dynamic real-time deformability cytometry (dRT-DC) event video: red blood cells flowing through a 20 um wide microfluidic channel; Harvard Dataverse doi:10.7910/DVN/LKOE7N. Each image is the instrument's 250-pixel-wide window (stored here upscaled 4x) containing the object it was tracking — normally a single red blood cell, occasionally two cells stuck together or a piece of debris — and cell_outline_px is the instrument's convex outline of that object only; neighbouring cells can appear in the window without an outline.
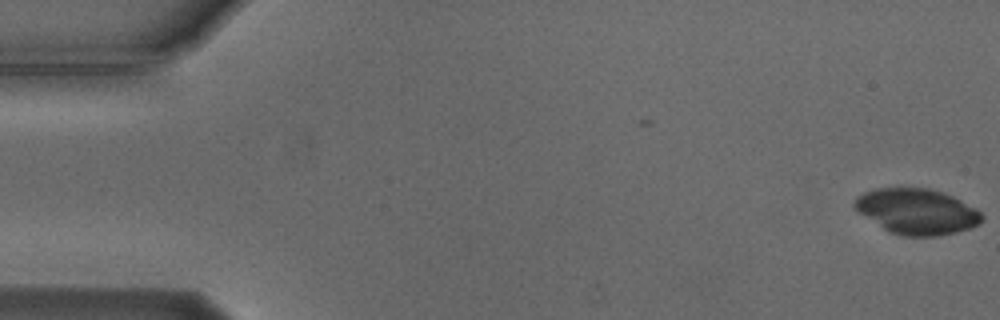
{"species": "Egyptian fruit bat (a non-hibernating species)", "species_latin": "Rousettus aegyptiacus", "temperature_condition": "cold", "stored_images_in_passage": 43, "camera_frame_rate_fps": 3000, "um_per_image_px": 0.085, "animal": {"sex": "male"}, "frame": {"image": 1, "passage_image": 1, "time_ms": 0.0, "image_size_px": [1000, 320], "cell_outline_px": [[984, 220], [980, 224], [956, 232], [936, 236], [900, 236], [888, 232], [860, 212], [852, 204], [864, 192], [876, 188], [928, 188], [944, 192], [976, 208], [984, 216]], "centroid_in_image_um": [77.97, 17.98], "position_along_channel_um": 7.0, "area_um2": 33.64}}
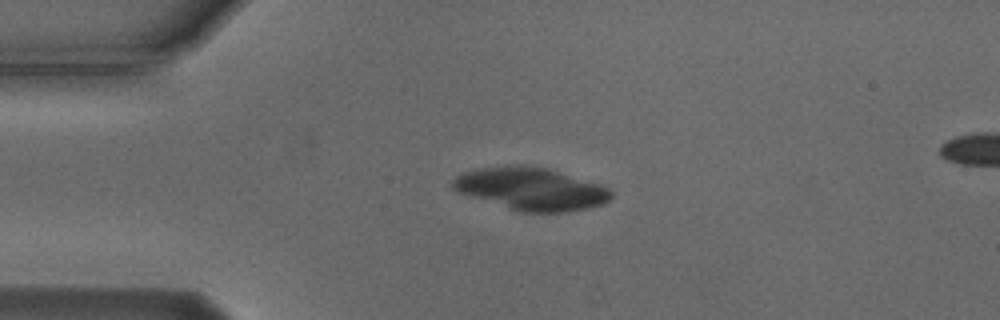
{"frame": {"image": 2, "passage_image": 13, "time_ms": 4.0, "image_size_px": [1000, 320], "cell_outline_px": [[612, 196], [604, 204], [588, 208], [568, 212], [520, 212], [460, 192], [452, 188], [452, 180], [456, 176], [464, 172], [480, 168], [520, 164], [524, 164], [548, 168], [608, 188], [612, 192]], "centroid_in_image_um": [45.14, 16.05], "position_along_channel_um": 39.9, "area_um2": 38.78}}